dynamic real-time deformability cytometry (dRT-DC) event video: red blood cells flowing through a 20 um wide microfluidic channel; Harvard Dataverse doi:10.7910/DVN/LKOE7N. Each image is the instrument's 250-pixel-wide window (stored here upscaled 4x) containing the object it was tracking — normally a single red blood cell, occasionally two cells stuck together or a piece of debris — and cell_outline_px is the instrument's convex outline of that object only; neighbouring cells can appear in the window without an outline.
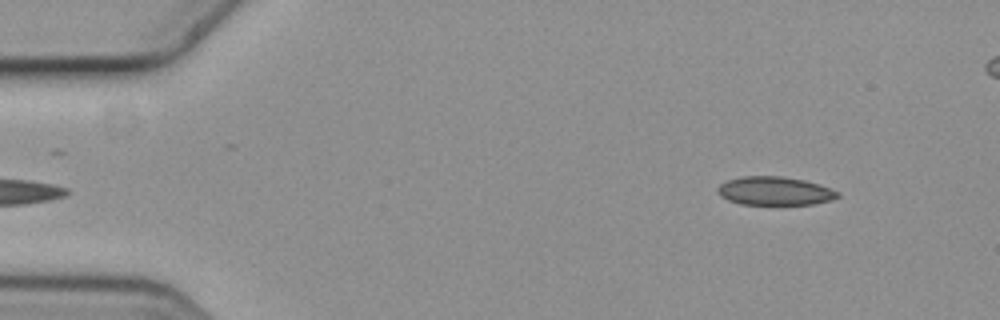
{"species": "common noctule bat (a hibernating species)", "species_latin": "Nyctalus noctula", "temperature_condition": "cold", "stored_images_in_passage": 5, "segment_of_instrument_passage": [2, 2], "camera_frame_rate_fps": 3000, "um_per_image_px": 0.085, "animal": {"sex": "female", "body_mass_g": 19.3, "forearm_length_mm": 54.1}, "frame": {"image": 1, "passage_image": 5, "time_ms": 1.333, "image_size_px": [1000, 320], "cell_outline_px": [[840, 196], [832, 200], [812, 204], [740, 204], [728, 200], [720, 196], [716, 192], [716, 188], [720, 184], [728, 180], [740, 176], [780, 176], [804, 180], [820, 184], [840, 192]], "centroid_in_image_um": [65.84, 16.23], "position_along_channel_um": 19.2, "area_um2": 20.06}}